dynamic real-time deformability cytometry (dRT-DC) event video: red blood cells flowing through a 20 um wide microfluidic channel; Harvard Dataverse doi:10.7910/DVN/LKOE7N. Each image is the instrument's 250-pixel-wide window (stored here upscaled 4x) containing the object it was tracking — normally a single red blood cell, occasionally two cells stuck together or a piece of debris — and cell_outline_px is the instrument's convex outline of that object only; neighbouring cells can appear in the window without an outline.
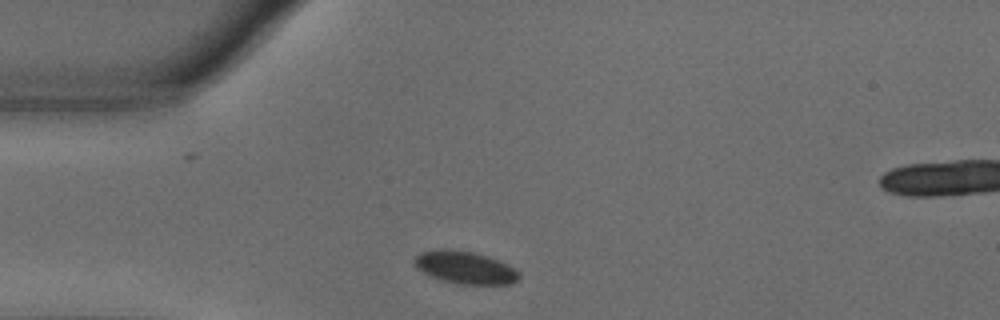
{"species": "common noctule bat (a hibernating species)", "species_latin": "Nyctalus noctula", "temperature_condition": "warm", "stored_images_in_passage": 43, "camera_frame_rate_fps": 3000, "um_per_image_px": 0.085, "animal": {"sex": "male", "body_mass_g": 18.8}, "frame": {"image": 1, "passage_image": 1, "time_ms": 0.0, "image_size_px": [1000, 320], "cell_outline_px": [[520, 276], [516, 280], [508, 284], [460, 284], [440, 280], [428, 276], [416, 268], [412, 264], [412, 260], [420, 252], [440, 248], [448, 248], [472, 252], [488, 256], [500, 260], [516, 268], [520, 272]], "centroid_in_image_um": [39.48, 22.72], "position_along_channel_um": 45.5, "area_um2": 20.29}}
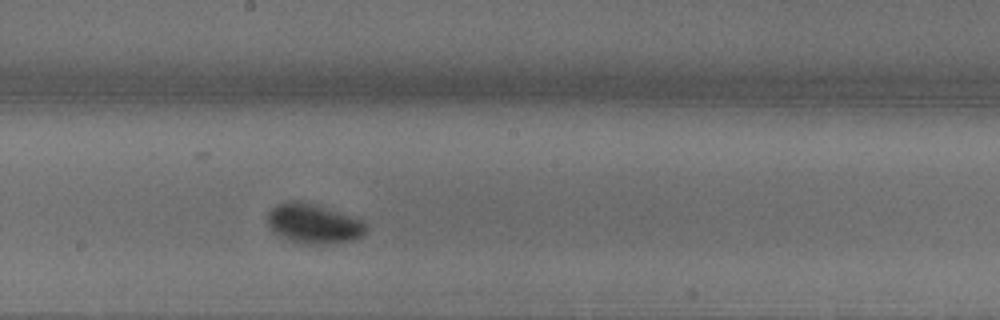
{"frame": {"image": 2, "passage_image": 17, "time_ms": 5.333, "image_size_px": [1000, 320], "cell_outline_px": [[368, 228], [364, 236], [356, 240], [336, 244], [300, 244], [280, 236], [268, 224], [268, 212], [276, 204], [292, 200], [296, 200], [364, 220], [368, 224]], "centroid_in_image_um": [26.72, 19.05], "position_along_channel_um": 221.5, "area_um2": 22.77}}
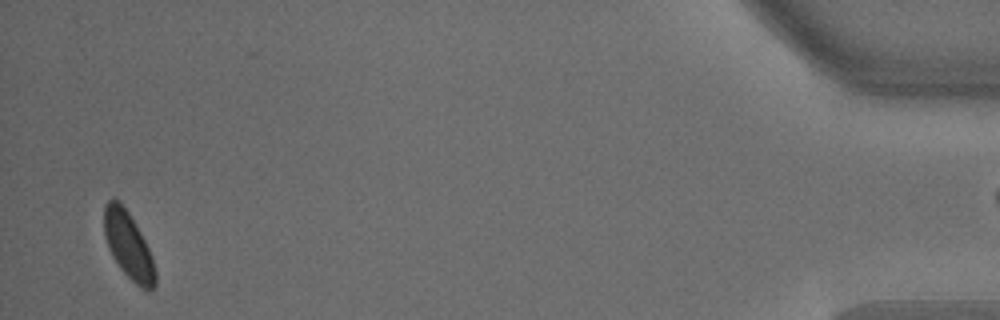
{"frame": {"image": 3, "passage_image": 41, "time_ms": 13.333, "image_size_px": [1000, 320], "cell_outline_px": [[156, 284], [152, 292], [148, 292], [140, 288], [120, 268], [112, 256], [108, 248], [104, 236], [104, 204], [108, 200], [116, 200], [128, 212], [140, 232], [152, 256], [156, 272]], "centroid_in_image_um": [10.92, 20.93], "position_along_channel_um": 424.3, "area_um2": 19.83}, "authors_computed_cell_mechanics": {"area_um2": 20.9236, "velocity_mm_per_s": 3.6007, "shape_relaxation_time_tau1_ms": 3.1185, "shape_relaxation_time_tau2_ms": null, "deformation_change_tau1": 0.0867, "deformation_change_tau2": null}}